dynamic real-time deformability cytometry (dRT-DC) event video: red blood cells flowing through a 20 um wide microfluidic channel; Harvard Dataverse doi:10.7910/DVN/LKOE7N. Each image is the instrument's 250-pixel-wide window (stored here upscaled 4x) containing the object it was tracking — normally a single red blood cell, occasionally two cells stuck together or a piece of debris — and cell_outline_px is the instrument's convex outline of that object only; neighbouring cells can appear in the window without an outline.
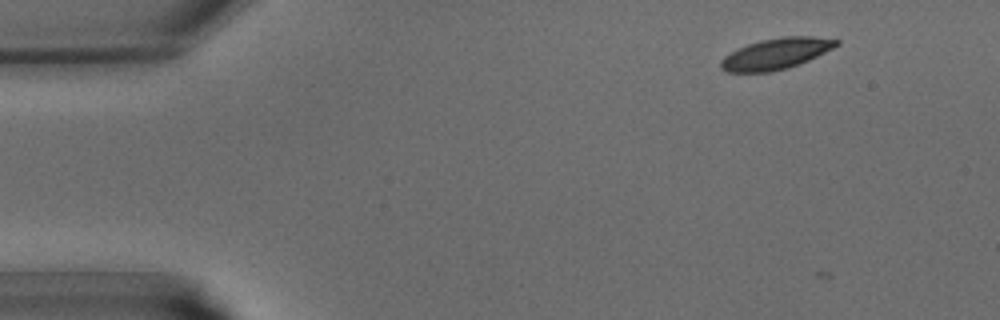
{"species": "common noctule bat (a hibernating species)", "species_latin": "Nyctalus noctula", "temperature_condition": "warm", "stored_images_in_passage": 3, "camera_frame_rate_fps": 3000, "um_per_image_px": 0.085, "animal": {"sex": "male", "body_mass_g": 15.6}, "frame": {"image": 1, "passage_image": 2, "time_ms": 0.333, "image_size_px": [1000, 320], "cell_outline_px": [[840, 44], [808, 60], [788, 68], [768, 72], [728, 72], [720, 68], [720, 60], [724, 56], [748, 44], [760, 40], [784, 36], [812, 36], [840, 40]], "centroid_in_image_um": [65.95, 4.56], "position_along_channel_um": 19.0, "area_um2": 20.69}}